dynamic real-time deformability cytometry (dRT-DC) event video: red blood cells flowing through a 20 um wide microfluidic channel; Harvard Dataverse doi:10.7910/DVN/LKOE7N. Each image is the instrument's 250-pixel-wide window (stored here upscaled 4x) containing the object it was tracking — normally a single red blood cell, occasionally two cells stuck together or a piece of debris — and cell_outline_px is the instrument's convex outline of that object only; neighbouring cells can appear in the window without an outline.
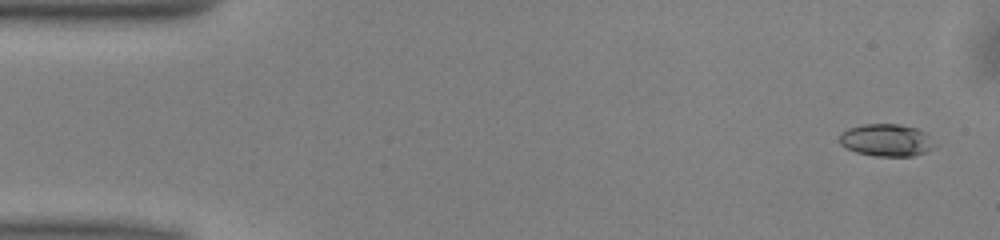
{"species": "common noctule bat (a hibernating species)", "species_latin": "Nyctalus noctula", "temperature_condition": "warm", "stored_images_in_passage": 51, "camera_frame_rate_fps": 3000, "um_per_image_px": 0.085, "animal": {"sex": "male", "body_mass_g": 13.0, "forearm_length_mm": 53.1}, "frame": {"image": 1, "passage_image": 2, "time_ms": 0.333, "image_size_px": [1000, 240], "cell_outline_px": [[936, 144], [932, 148], [924, 152], [912, 156], [876, 156], [856, 152], [840, 144], [840, 132], [848, 128], [864, 124], [900, 124], [916, 128], [928, 132]], "centroid_in_image_um": [75.37, 11.9], "position_along_channel_um": 9.6, "area_um2": 18.03}}
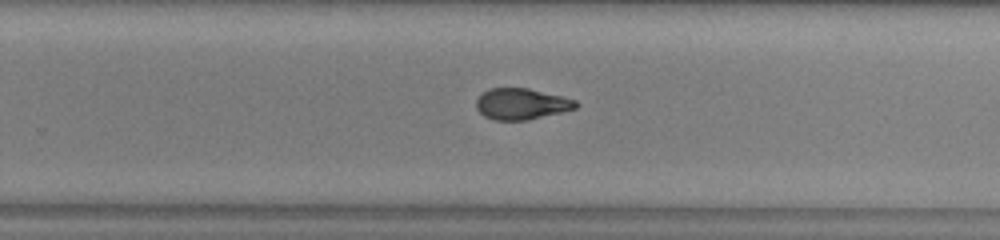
{"frame": {"image": 2, "passage_image": 32, "time_ms": 10.333, "image_size_px": [1000, 240], "cell_outline_px": [[580, 104], [576, 108], [528, 120], [492, 120], [484, 116], [476, 108], [476, 100], [488, 88], [528, 88], [576, 100]], "centroid_in_image_um": [44.31, 8.84], "position_along_channel_um": 285.5, "area_um2": 17.98}}
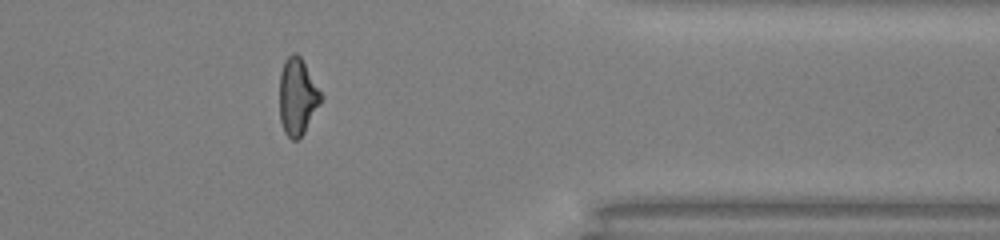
{"frame": {"image": 3, "passage_image": 41, "time_ms": 13.333, "image_size_px": [1000, 240], "cell_outline_px": [[324, 96], [320, 104], [304, 132], [296, 140], [292, 140], [284, 132], [280, 120], [280, 72], [284, 60], [292, 52], [296, 52], [300, 56]], "centroid_in_image_um": [25.28, 8.19], "position_along_channel_um": 386.1, "area_um2": 18.55}, "authors_computed_cell_mechanics": {"area_um2": 18.496, "velocity_mm_per_s": 4.0321, "shape_relaxation_time_tau1_ms": 3.983, "shape_relaxation_time_tau2_ms": 2.7545, "deformation_change_tau1": 0.1757, "deformation_change_tau2": 0.1056}}